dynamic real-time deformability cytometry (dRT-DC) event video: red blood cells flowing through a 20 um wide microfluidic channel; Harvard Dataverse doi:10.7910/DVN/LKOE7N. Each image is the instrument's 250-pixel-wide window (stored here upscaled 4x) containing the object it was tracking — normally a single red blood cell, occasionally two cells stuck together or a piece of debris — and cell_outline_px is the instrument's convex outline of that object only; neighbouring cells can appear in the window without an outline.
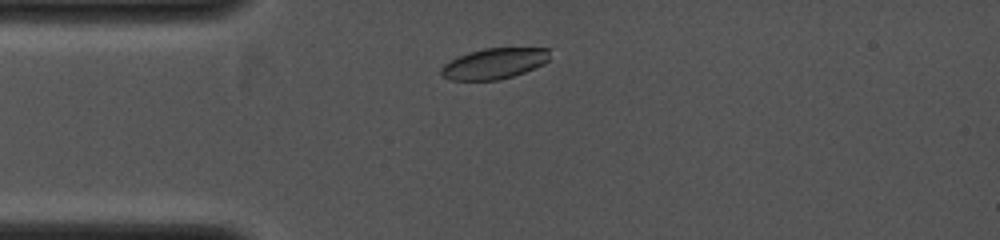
{"species": "common noctule bat (a hibernating species)", "species_latin": "Nyctalus noctula", "temperature_condition": "cold", "stored_images_in_passage": 5, "camera_frame_rate_fps": 4000, "um_per_image_px": 0.085, "animal": {"sex": "female", "body_mass_g": 19.0, "forearm_length_mm": 53.3}, "frame": {"image": 1, "passage_image": 2, "time_ms": 0.75, "image_size_px": [1000, 240], "cell_outline_px": [[548, 60], [544, 64], [524, 72], [500, 80], [448, 80], [440, 72], [440, 68], [444, 64], [468, 52], [484, 48], [548, 48]], "centroid_in_image_um": [41.99, 5.41], "position_along_channel_um": 43.0, "area_um2": 19.31}}
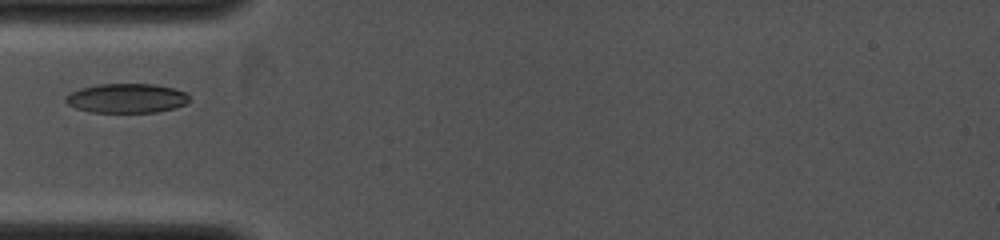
{"frame": {"image": 2, "passage_image": 4, "time_ms": 1.75, "image_size_px": [1000, 240], "cell_outline_px": [[192, 100], [188, 104], [176, 108], [156, 112], [92, 112], [76, 108], [68, 104], [64, 100], [64, 96], [80, 88], [100, 84], [152, 84], [172, 88], [184, 92]], "centroid_in_image_um": [10.78, 8.35], "position_along_channel_um": 74.2, "area_um2": 21.21}}